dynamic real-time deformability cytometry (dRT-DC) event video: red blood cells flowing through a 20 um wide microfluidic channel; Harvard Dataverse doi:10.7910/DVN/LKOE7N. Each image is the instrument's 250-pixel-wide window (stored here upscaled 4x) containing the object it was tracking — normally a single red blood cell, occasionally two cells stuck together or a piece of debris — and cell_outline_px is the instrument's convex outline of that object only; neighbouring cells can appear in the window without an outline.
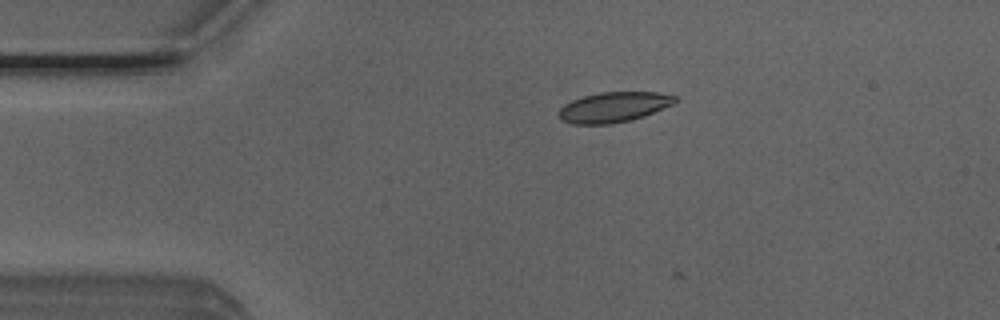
{"species": "Egyptian fruit bat (a non-hibernating species)", "species_latin": "Rousettus aegyptiacus", "temperature_condition": "room temperature", "stored_images_in_passage": 5, "camera_frame_rate_fps": 3000, "um_per_image_px": 0.085, "animal": {"sex": "male"}, "frame": {"image": 1, "passage_image": 2, "time_ms": 0.333, "image_size_px": [1000, 320], "cell_outline_px": [[676, 100], [672, 104], [644, 116], [628, 120], [608, 124], [572, 124], [560, 120], [556, 112], [564, 104], [572, 100], [584, 96], [600, 92], [656, 92], [676, 96]], "centroid_in_image_um": [52.09, 9.1], "position_along_channel_um": 32.9, "area_um2": 20.35}}